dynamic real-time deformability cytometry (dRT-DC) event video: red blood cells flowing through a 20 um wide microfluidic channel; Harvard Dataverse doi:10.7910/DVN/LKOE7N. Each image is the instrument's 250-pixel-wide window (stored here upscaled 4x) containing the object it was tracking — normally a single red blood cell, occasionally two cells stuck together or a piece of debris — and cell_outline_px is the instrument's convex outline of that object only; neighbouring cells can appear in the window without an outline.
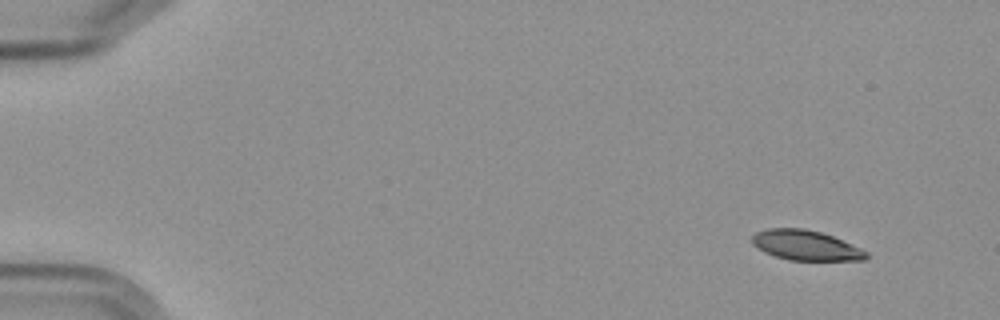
{"species": "Egyptian fruit bat (a non-hibernating species)", "species_latin": "Rousettus aegyptiacus", "temperature_condition": "cold", "stored_images_in_passage": 5, "camera_frame_rate_fps": 3000, "um_per_image_px": 0.085, "frame": {"image": 1, "passage_image": 1, "time_ms": 0.0, "image_size_px": [1000, 320], "cell_outline_px": [[868, 256], [864, 260], [788, 260], [764, 252], [752, 244], [752, 236], [756, 232], [768, 228], [804, 228], [820, 232], [832, 236], [860, 248], [868, 252]], "centroid_in_image_um": [68.46, 20.85], "position_along_channel_um": 16.5, "area_um2": 19.83}}
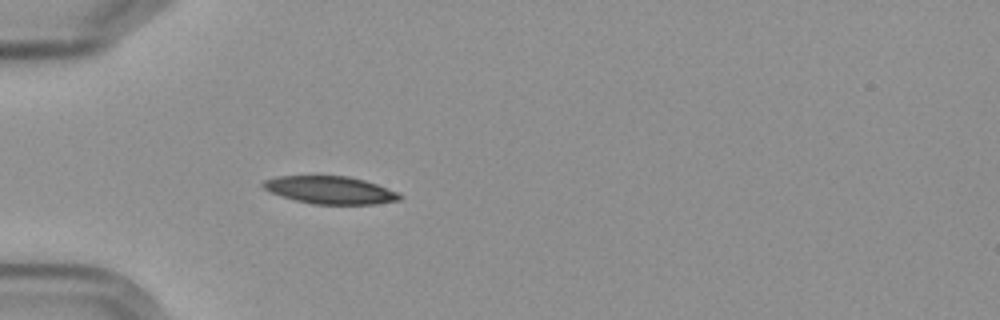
{"frame": {"image": 2, "passage_image": 5, "time_ms": 4.333, "image_size_px": [1000, 320], "cell_outline_px": [[404, 196], [400, 200], [376, 204], [312, 204], [296, 200], [272, 192], [264, 188], [260, 184], [264, 180], [276, 176], [348, 176], [364, 180], [400, 192]], "centroid_in_image_um": [28.12, 16.15], "position_along_channel_um": 56.9, "area_um2": 21.96}}